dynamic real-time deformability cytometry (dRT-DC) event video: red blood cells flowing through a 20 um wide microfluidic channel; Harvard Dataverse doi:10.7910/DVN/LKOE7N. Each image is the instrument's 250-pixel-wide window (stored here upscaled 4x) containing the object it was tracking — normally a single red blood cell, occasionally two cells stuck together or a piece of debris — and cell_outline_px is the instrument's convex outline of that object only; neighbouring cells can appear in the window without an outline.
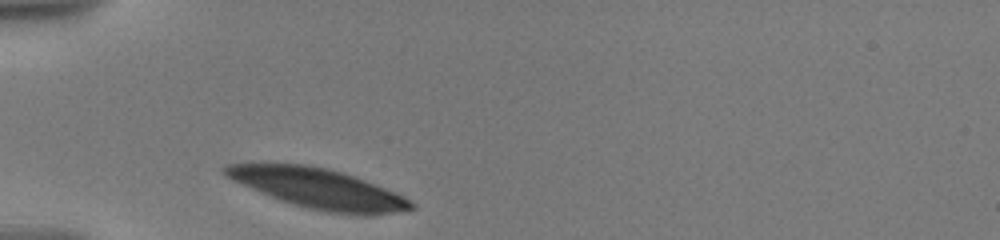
{"species": "human", "species_latin": "Homo sapiens", "temperature_condition": "warm", "stored_images_in_passage": 9, "camera_frame_rate_fps": 3000, "um_per_image_px": 0.085, "donor": {"sex": "male"}, "frame": {"image": 1, "passage_image": 1, "time_ms": 0.0, "image_size_px": [1000, 240], "cell_outline_px": [[416, 208], [372, 216], [356, 216], [328, 212], [308, 208], [292, 204], [280, 200], [260, 192], [232, 180], [224, 176], [220, 172], [220, 168], [224, 164], [304, 164], [344, 172], [356, 176], [396, 192], [404, 196], [416, 204]], "centroid_in_image_um": [27.08, 16.03], "position_along_channel_um": 57.9, "area_um2": 43.64}}
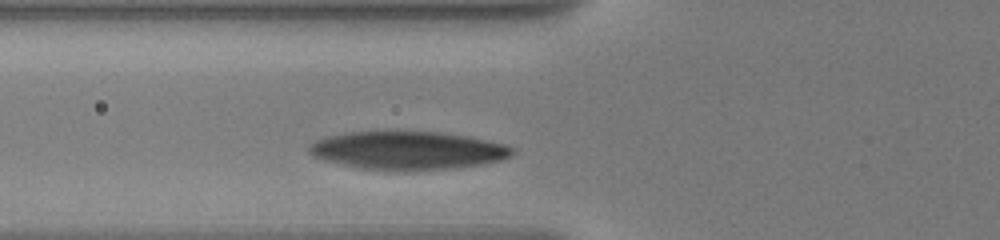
{"frame": {"image": 2, "passage_image": 7, "time_ms": 1.333, "image_size_px": [1000, 240], "cell_outline_px": [[516, 152], [512, 156], [500, 160], [484, 164], [456, 168], [364, 168], [324, 160], [312, 156], [308, 152], [308, 148], [316, 140], [328, 136], [348, 132], [440, 132], [468, 136], [504, 144], [512, 148]], "centroid_in_image_um": [34.7, 12.76], "position_along_channel_um": 91.1, "area_um2": 43.99}}